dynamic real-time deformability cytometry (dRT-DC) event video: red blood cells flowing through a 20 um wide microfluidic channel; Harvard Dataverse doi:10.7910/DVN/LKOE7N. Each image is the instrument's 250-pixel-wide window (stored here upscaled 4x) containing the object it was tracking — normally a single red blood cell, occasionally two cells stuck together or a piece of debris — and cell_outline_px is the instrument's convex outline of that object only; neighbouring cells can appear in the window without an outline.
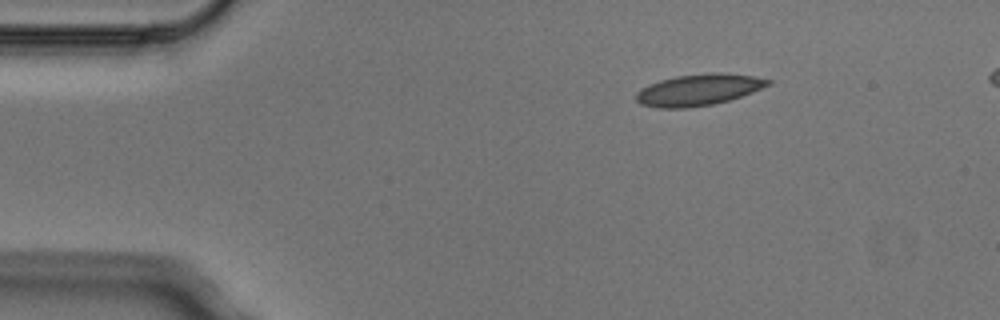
{"species": "Egyptian fruit bat (a non-hibernating species)", "species_latin": "Rousettus aegyptiacus", "temperature_condition": "cold", "stored_images_in_passage": 4, "segment_of_instrument_passage": [2, 2], "camera_frame_rate_fps": 3000, "um_per_image_px": 0.085, "animal": {"sex": "male"}, "frame": {"image": 1, "passage_image": 4, "time_ms": 1.0, "image_size_px": [1000, 320], "cell_outline_px": [[772, 84], [752, 92], [728, 100], [712, 104], [688, 108], [656, 108], [640, 104], [636, 100], [636, 92], [648, 84], [660, 80], [676, 76], [712, 72], [720, 72], [752, 76], [772, 80]], "centroid_in_image_um": [59.35, 7.63], "position_along_channel_um": 25.6, "area_um2": 24.16}}